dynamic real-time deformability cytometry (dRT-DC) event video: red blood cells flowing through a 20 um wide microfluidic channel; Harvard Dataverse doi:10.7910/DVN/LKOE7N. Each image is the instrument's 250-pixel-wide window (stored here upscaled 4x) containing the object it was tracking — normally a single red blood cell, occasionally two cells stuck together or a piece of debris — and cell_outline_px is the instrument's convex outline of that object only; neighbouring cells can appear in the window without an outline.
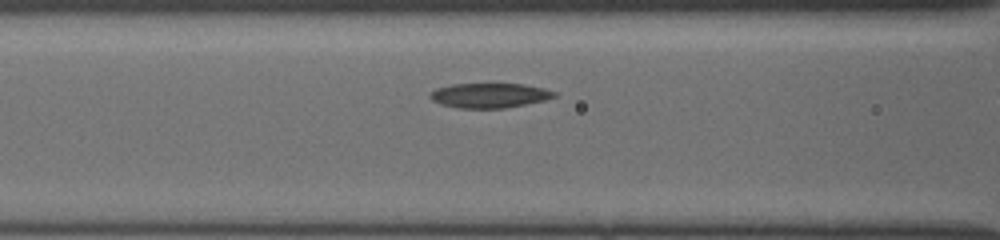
{"species": "common noctule bat (a hibernating species)", "species_latin": "Nyctalus noctula", "temperature_condition": "cold", "stored_images_in_passage": 49, "camera_frame_rate_fps": 3000, "um_per_image_px": 0.085, "animal": {"sex": "female", "body_mass_g": 19.5, "forearm_length_mm": 54.1}, "frame": {"image": 1, "passage_image": 8, "time_ms": 1.667, "image_size_px": [1000, 240], "cell_outline_px": [[556, 96], [544, 100], [504, 108], [460, 108], [440, 104], [432, 100], [428, 96], [428, 92], [436, 88], [452, 84], [488, 80], [492, 80], [524, 84], [544, 88], [556, 92]], "centroid_in_image_um": [41.55, 8.04], "position_along_channel_um": 125.0, "area_um2": 18.96}}
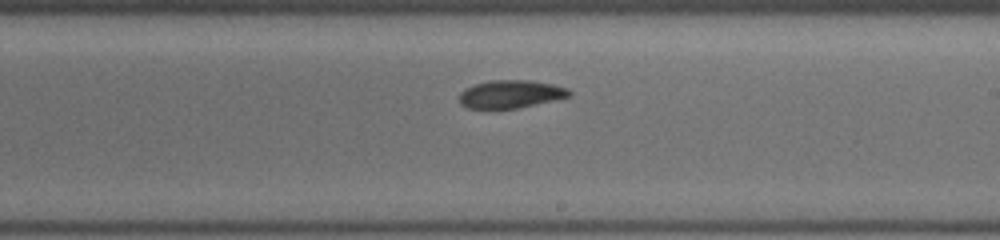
{"frame": {"image": 2, "passage_image": 27, "time_ms": 4.667, "image_size_px": [1000, 240], "cell_outline_px": [[572, 96], [516, 108], [468, 108], [460, 104], [456, 100], [456, 96], [464, 88], [472, 84], [488, 80], [528, 80], [552, 84], [568, 88], [572, 92]], "centroid_in_image_um": [43.33, 7.99], "position_along_channel_um": 245.7, "area_um2": 18.15}}
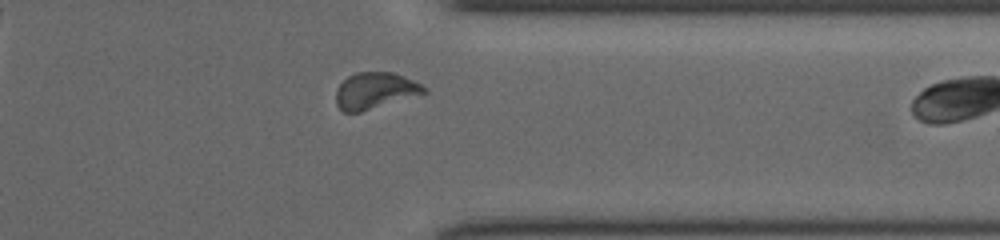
{"frame": {"image": 3, "passage_image": 47, "time_ms": 8.0, "image_size_px": [1000, 240], "cell_outline_px": [[428, 92], [360, 112], [344, 112], [336, 104], [336, 92], [340, 84], [348, 76], [356, 72], [392, 72], [412, 80], [428, 88]], "centroid_in_image_um": [31.87, 7.7], "position_along_channel_um": 379.5, "area_um2": 18.44}}